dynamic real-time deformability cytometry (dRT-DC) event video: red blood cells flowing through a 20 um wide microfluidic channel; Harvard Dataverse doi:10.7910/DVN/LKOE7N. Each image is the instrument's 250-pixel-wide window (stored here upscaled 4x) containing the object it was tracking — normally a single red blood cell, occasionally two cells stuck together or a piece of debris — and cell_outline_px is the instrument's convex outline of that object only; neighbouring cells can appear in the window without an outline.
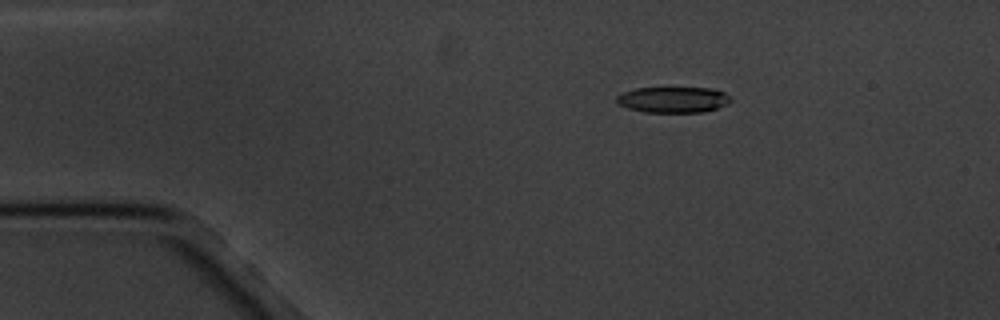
{"species": "common noctule bat (a hibernating species)", "species_latin": "Nyctalus noctula", "temperature_condition": "cold", "stored_images_in_passage": 4, "camera_frame_rate_fps": 3000, "um_per_image_px": 0.085, "animal": {"sex": "male", "body_mass_g": 20.1, "forearm_length_mm": 53.5}, "frame": {"image": 1, "passage_image": 2, "time_ms": 1.0, "image_size_px": [1000, 320], "cell_outline_px": [[732, 100], [728, 104], [704, 112], [644, 112], [628, 108], [616, 104], [616, 96], [624, 92], [636, 88], [716, 88], [724, 92]], "centroid_in_image_um": [57.22, 8.47], "position_along_channel_um": 27.8, "area_um2": 17.28}}